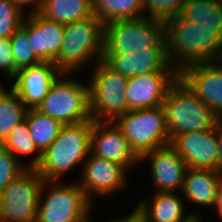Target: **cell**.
I'll list each match as a JSON object with an SVG mask.
<instances>
[{
  "instance_id": "f546056e",
  "label": "cell",
  "mask_w": 222,
  "mask_h": 222,
  "mask_svg": "<svg viewBox=\"0 0 222 222\" xmlns=\"http://www.w3.org/2000/svg\"><path fill=\"white\" fill-rule=\"evenodd\" d=\"M187 0H143L144 17L167 21L181 10Z\"/></svg>"
},
{
  "instance_id": "1f68e13d",
  "label": "cell",
  "mask_w": 222,
  "mask_h": 222,
  "mask_svg": "<svg viewBox=\"0 0 222 222\" xmlns=\"http://www.w3.org/2000/svg\"><path fill=\"white\" fill-rule=\"evenodd\" d=\"M17 71L12 55L10 38H0V73L2 72L3 75L1 76L4 77V81L0 80V82L4 84L5 81L9 80V83L5 84L11 85L10 81L15 77Z\"/></svg>"
},
{
  "instance_id": "30bf717a",
  "label": "cell",
  "mask_w": 222,
  "mask_h": 222,
  "mask_svg": "<svg viewBox=\"0 0 222 222\" xmlns=\"http://www.w3.org/2000/svg\"><path fill=\"white\" fill-rule=\"evenodd\" d=\"M44 180L36 168H26L0 194V222H36Z\"/></svg>"
},
{
  "instance_id": "f1b7e54d",
  "label": "cell",
  "mask_w": 222,
  "mask_h": 222,
  "mask_svg": "<svg viewBox=\"0 0 222 222\" xmlns=\"http://www.w3.org/2000/svg\"><path fill=\"white\" fill-rule=\"evenodd\" d=\"M26 15L11 1L0 0V38H10Z\"/></svg>"
},
{
  "instance_id": "e0dca14e",
  "label": "cell",
  "mask_w": 222,
  "mask_h": 222,
  "mask_svg": "<svg viewBox=\"0 0 222 222\" xmlns=\"http://www.w3.org/2000/svg\"><path fill=\"white\" fill-rule=\"evenodd\" d=\"M61 73L54 63L42 62L19 69L10 87L28 109L37 108Z\"/></svg>"
},
{
  "instance_id": "ffe728a7",
  "label": "cell",
  "mask_w": 222,
  "mask_h": 222,
  "mask_svg": "<svg viewBox=\"0 0 222 222\" xmlns=\"http://www.w3.org/2000/svg\"><path fill=\"white\" fill-rule=\"evenodd\" d=\"M151 198H142L136 207L147 222H186L191 216H203L200 210L187 211L181 193L153 192Z\"/></svg>"
},
{
  "instance_id": "277c9868",
  "label": "cell",
  "mask_w": 222,
  "mask_h": 222,
  "mask_svg": "<svg viewBox=\"0 0 222 222\" xmlns=\"http://www.w3.org/2000/svg\"><path fill=\"white\" fill-rule=\"evenodd\" d=\"M167 23L150 17L119 20L104 25L103 55H121L147 47L167 54Z\"/></svg>"
},
{
  "instance_id": "9a60e30c",
  "label": "cell",
  "mask_w": 222,
  "mask_h": 222,
  "mask_svg": "<svg viewBox=\"0 0 222 222\" xmlns=\"http://www.w3.org/2000/svg\"><path fill=\"white\" fill-rule=\"evenodd\" d=\"M179 78V71H155L128 78L125 90L131 110L162 106L169 88Z\"/></svg>"
},
{
  "instance_id": "8fae6325",
  "label": "cell",
  "mask_w": 222,
  "mask_h": 222,
  "mask_svg": "<svg viewBox=\"0 0 222 222\" xmlns=\"http://www.w3.org/2000/svg\"><path fill=\"white\" fill-rule=\"evenodd\" d=\"M80 172L76 181L94 205L97 196L101 197V200L109 197L112 199L130 185V174L123 166L91 153Z\"/></svg>"
},
{
  "instance_id": "ba28073f",
  "label": "cell",
  "mask_w": 222,
  "mask_h": 222,
  "mask_svg": "<svg viewBox=\"0 0 222 222\" xmlns=\"http://www.w3.org/2000/svg\"><path fill=\"white\" fill-rule=\"evenodd\" d=\"M93 68V69H92ZM89 71L90 114L96 121H115L130 111L125 90L128 78L113 72L102 61Z\"/></svg>"
},
{
  "instance_id": "e575fe53",
  "label": "cell",
  "mask_w": 222,
  "mask_h": 222,
  "mask_svg": "<svg viewBox=\"0 0 222 222\" xmlns=\"http://www.w3.org/2000/svg\"><path fill=\"white\" fill-rule=\"evenodd\" d=\"M216 136L218 144V171L222 173V120H219L216 124Z\"/></svg>"
},
{
  "instance_id": "d590c367",
  "label": "cell",
  "mask_w": 222,
  "mask_h": 222,
  "mask_svg": "<svg viewBox=\"0 0 222 222\" xmlns=\"http://www.w3.org/2000/svg\"><path fill=\"white\" fill-rule=\"evenodd\" d=\"M213 208V210L216 211L215 214H217L218 220H220L217 222H222V180L218 186L216 201Z\"/></svg>"
},
{
  "instance_id": "44dd1931",
  "label": "cell",
  "mask_w": 222,
  "mask_h": 222,
  "mask_svg": "<svg viewBox=\"0 0 222 222\" xmlns=\"http://www.w3.org/2000/svg\"><path fill=\"white\" fill-rule=\"evenodd\" d=\"M222 173L217 170L188 168L184 177L181 195L187 202L186 206L200 207L212 210Z\"/></svg>"
},
{
  "instance_id": "2e32d148",
  "label": "cell",
  "mask_w": 222,
  "mask_h": 222,
  "mask_svg": "<svg viewBox=\"0 0 222 222\" xmlns=\"http://www.w3.org/2000/svg\"><path fill=\"white\" fill-rule=\"evenodd\" d=\"M170 145L183 158L188 168L218 171V144L214 128L185 132L175 136Z\"/></svg>"
},
{
  "instance_id": "836d02e7",
  "label": "cell",
  "mask_w": 222,
  "mask_h": 222,
  "mask_svg": "<svg viewBox=\"0 0 222 222\" xmlns=\"http://www.w3.org/2000/svg\"><path fill=\"white\" fill-rule=\"evenodd\" d=\"M133 211L127 216L123 215L122 217H116V222H144V215L139 211V209L135 206Z\"/></svg>"
},
{
  "instance_id": "83f0119b",
  "label": "cell",
  "mask_w": 222,
  "mask_h": 222,
  "mask_svg": "<svg viewBox=\"0 0 222 222\" xmlns=\"http://www.w3.org/2000/svg\"><path fill=\"white\" fill-rule=\"evenodd\" d=\"M12 55L16 69L34 66L42 63L32 49L27 30L21 27L10 37Z\"/></svg>"
},
{
  "instance_id": "4316f807",
  "label": "cell",
  "mask_w": 222,
  "mask_h": 222,
  "mask_svg": "<svg viewBox=\"0 0 222 222\" xmlns=\"http://www.w3.org/2000/svg\"><path fill=\"white\" fill-rule=\"evenodd\" d=\"M28 108L23 104L17 93L4 84L0 86V144L10 131L25 120Z\"/></svg>"
},
{
  "instance_id": "7402d4cb",
  "label": "cell",
  "mask_w": 222,
  "mask_h": 222,
  "mask_svg": "<svg viewBox=\"0 0 222 222\" xmlns=\"http://www.w3.org/2000/svg\"><path fill=\"white\" fill-rule=\"evenodd\" d=\"M1 145L24 165L25 168H36L41 163L42 153L33 142L26 119L10 131ZM26 159L29 161L28 163Z\"/></svg>"
},
{
  "instance_id": "9c48e42d",
  "label": "cell",
  "mask_w": 222,
  "mask_h": 222,
  "mask_svg": "<svg viewBox=\"0 0 222 222\" xmlns=\"http://www.w3.org/2000/svg\"><path fill=\"white\" fill-rule=\"evenodd\" d=\"M115 123L139 159L150 151L171 143L163 105L128 111L120 115Z\"/></svg>"
},
{
  "instance_id": "6da1fadb",
  "label": "cell",
  "mask_w": 222,
  "mask_h": 222,
  "mask_svg": "<svg viewBox=\"0 0 222 222\" xmlns=\"http://www.w3.org/2000/svg\"><path fill=\"white\" fill-rule=\"evenodd\" d=\"M166 23L167 56L178 71L190 64L222 61V38L215 29L179 15Z\"/></svg>"
},
{
  "instance_id": "74e56055",
  "label": "cell",
  "mask_w": 222,
  "mask_h": 222,
  "mask_svg": "<svg viewBox=\"0 0 222 222\" xmlns=\"http://www.w3.org/2000/svg\"><path fill=\"white\" fill-rule=\"evenodd\" d=\"M92 217H93V215H91L88 219H87V221L86 222H94V221H92L93 219H92ZM100 220H98V222H99ZM100 222H116V218L114 219H111V220H107L106 219V221H100Z\"/></svg>"
},
{
  "instance_id": "8d00e7d4",
  "label": "cell",
  "mask_w": 222,
  "mask_h": 222,
  "mask_svg": "<svg viewBox=\"0 0 222 222\" xmlns=\"http://www.w3.org/2000/svg\"><path fill=\"white\" fill-rule=\"evenodd\" d=\"M186 222H205V221L204 218H202V216H191Z\"/></svg>"
},
{
  "instance_id": "7c38bea8",
  "label": "cell",
  "mask_w": 222,
  "mask_h": 222,
  "mask_svg": "<svg viewBox=\"0 0 222 222\" xmlns=\"http://www.w3.org/2000/svg\"><path fill=\"white\" fill-rule=\"evenodd\" d=\"M179 79L222 120V61L185 66Z\"/></svg>"
},
{
  "instance_id": "d6986e66",
  "label": "cell",
  "mask_w": 222,
  "mask_h": 222,
  "mask_svg": "<svg viewBox=\"0 0 222 222\" xmlns=\"http://www.w3.org/2000/svg\"><path fill=\"white\" fill-rule=\"evenodd\" d=\"M22 26L28 32L35 55L42 62L54 63L64 40L65 24L48 20L37 12L27 15L22 21Z\"/></svg>"
},
{
  "instance_id": "52a82bcc",
  "label": "cell",
  "mask_w": 222,
  "mask_h": 222,
  "mask_svg": "<svg viewBox=\"0 0 222 222\" xmlns=\"http://www.w3.org/2000/svg\"><path fill=\"white\" fill-rule=\"evenodd\" d=\"M73 75L75 73H61L36 108L63 125L79 124L92 119L89 83L77 80Z\"/></svg>"
},
{
  "instance_id": "484cf974",
  "label": "cell",
  "mask_w": 222,
  "mask_h": 222,
  "mask_svg": "<svg viewBox=\"0 0 222 222\" xmlns=\"http://www.w3.org/2000/svg\"><path fill=\"white\" fill-rule=\"evenodd\" d=\"M25 119L33 142L42 154L56 140L64 126L57 119L40 112L36 108L28 109Z\"/></svg>"
},
{
  "instance_id": "cb8c5ba5",
  "label": "cell",
  "mask_w": 222,
  "mask_h": 222,
  "mask_svg": "<svg viewBox=\"0 0 222 222\" xmlns=\"http://www.w3.org/2000/svg\"><path fill=\"white\" fill-rule=\"evenodd\" d=\"M178 15L215 29V33L222 38V0H187Z\"/></svg>"
},
{
  "instance_id": "3957f363",
  "label": "cell",
  "mask_w": 222,
  "mask_h": 222,
  "mask_svg": "<svg viewBox=\"0 0 222 222\" xmlns=\"http://www.w3.org/2000/svg\"><path fill=\"white\" fill-rule=\"evenodd\" d=\"M104 24L94 15L86 20L67 23L60 54L54 64L62 73L83 71L102 60Z\"/></svg>"
},
{
  "instance_id": "603a6c76",
  "label": "cell",
  "mask_w": 222,
  "mask_h": 222,
  "mask_svg": "<svg viewBox=\"0 0 222 222\" xmlns=\"http://www.w3.org/2000/svg\"><path fill=\"white\" fill-rule=\"evenodd\" d=\"M39 13L48 20L62 24L94 16L92 0H43Z\"/></svg>"
},
{
  "instance_id": "5b68a950",
  "label": "cell",
  "mask_w": 222,
  "mask_h": 222,
  "mask_svg": "<svg viewBox=\"0 0 222 222\" xmlns=\"http://www.w3.org/2000/svg\"><path fill=\"white\" fill-rule=\"evenodd\" d=\"M94 207L76 180L44 181L36 222H86Z\"/></svg>"
},
{
  "instance_id": "d6a6232c",
  "label": "cell",
  "mask_w": 222,
  "mask_h": 222,
  "mask_svg": "<svg viewBox=\"0 0 222 222\" xmlns=\"http://www.w3.org/2000/svg\"><path fill=\"white\" fill-rule=\"evenodd\" d=\"M26 16L40 12L43 0H11Z\"/></svg>"
},
{
  "instance_id": "ac0fdd59",
  "label": "cell",
  "mask_w": 222,
  "mask_h": 222,
  "mask_svg": "<svg viewBox=\"0 0 222 222\" xmlns=\"http://www.w3.org/2000/svg\"><path fill=\"white\" fill-rule=\"evenodd\" d=\"M101 61L126 78L155 71H178L159 47H147L121 55H103Z\"/></svg>"
},
{
  "instance_id": "5bb4252c",
  "label": "cell",
  "mask_w": 222,
  "mask_h": 222,
  "mask_svg": "<svg viewBox=\"0 0 222 222\" xmlns=\"http://www.w3.org/2000/svg\"><path fill=\"white\" fill-rule=\"evenodd\" d=\"M140 164L149 163L153 192L181 193L188 169L183 158L169 144L143 155ZM145 160V161H144Z\"/></svg>"
},
{
  "instance_id": "7a4b0ae2",
  "label": "cell",
  "mask_w": 222,
  "mask_h": 222,
  "mask_svg": "<svg viewBox=\"0 0 222 222\" xmlns=\"http://www.w3.org/2000/svg\"><path fill=\"white\" fill-rule=\"evenodd\" d=\"M92 128L93 119L63 126L56 140L42 154L41 163L36 167L44 181H64L63 178L73 169L81 167L79 169L82 170L90 153Z\"/></svg>"
},
{
  "instance_id": "d4e9b609",
  "label": "cell",
  "mask_w": 222,
  "mask_h": 222,
  "mask_svg": "<svg viewBox=\"0 0 222 222\" xmlns=\"http://www.w3.org/2000/svg\"><path fill=\"white\" fill-rule=\"evenodd\" d=\"M92 10L104 25L144 17L143 0H92Z\"/></svg>"
},
{
  "instance_id": "4fadbf2b",
  "label": "cell",
  "mask_w": 222,
  "mask_h": 222,
  "mask_svg": "<svg viewBox=\"0 0 222 222\" xmlns=\"http://www.w3.org/2000/svg\"><path fill=\"white\" fill-rule=\"evenodd\" d=\"M90 153L117 163L130 172L135 166L140 167V160L131 150L129 142L115 121L93 120Z\"/></svg>"
},
{
  "instance_id": "4dcf8cb0",
  "label": "cell",
  "mask_w": 222,
  "mask_h": 222,
  "mask_svg": "<svg viewBox=\"0 0 222 222\" xmlns=\"http://www.w3.org/2000/svg\"><path fill=\"white\" fill-rule=\"evenodd\" d=\"M26 168L0 144V194Z\"/></svg>"
},
{
  "instance_id": "8992f818",
  "label": "cell",
  "mask_w": 222,
  "mask_h": 222,
  "mask_svg": "<svg viewBox=\"0 0 222 222\" xmlns=\"http://www.w3.org/2000/svg\"><path fill=\"white\" fill-rule=\"evenodd\" d=\"M163 107L170 141L185 132L214 128L220 120L179 78L167 91Z\"/></svg>"
}]
</instances>
